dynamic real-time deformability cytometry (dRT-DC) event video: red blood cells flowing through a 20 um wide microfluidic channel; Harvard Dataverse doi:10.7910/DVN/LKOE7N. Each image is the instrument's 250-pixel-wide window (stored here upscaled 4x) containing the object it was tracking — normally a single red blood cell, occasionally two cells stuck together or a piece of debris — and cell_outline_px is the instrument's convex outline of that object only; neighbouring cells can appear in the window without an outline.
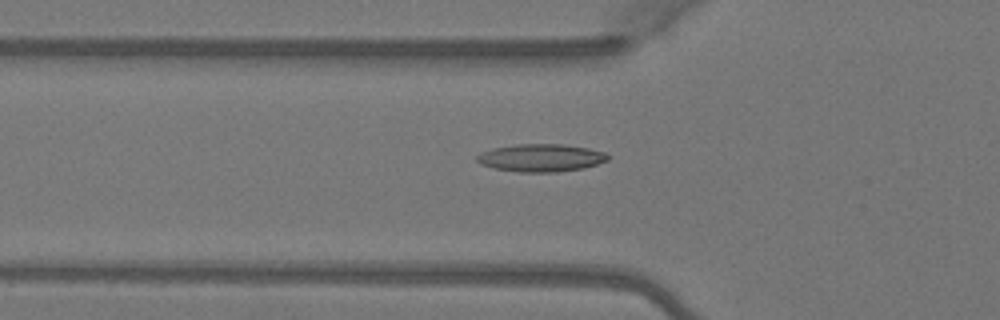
{"species": "Egyptian fruit bat (a non-hibernating species)", "species_latin": "Rousettus aegyptiacus", "temperature_condition": "warm", "stored_images_in_passage": 4, "segment_of_instrument_passage": [2, 2], "camera_frame_rate_fps": 3000, "um_per_image_px": 0.085, "animal": {"sex": "female"}, "frame": {"image": 1, "passage_image": 4, "time_ms": 1.0, "image_size_px": [1000, 320], "cell_outline_px": [[612, 156], [608, 160], [584, 168], [556, 172], [520, 172], [496, 168], [480, 164], [476, 160], [476, 156], [480, 152], [492, 148], [516, 144], [560, 144], [588, 148], [604, 152]], "centroid_in_image_um": [45.98, 13.41], "position_along_channel_um": 79.8, "area_um2": 21.15}}